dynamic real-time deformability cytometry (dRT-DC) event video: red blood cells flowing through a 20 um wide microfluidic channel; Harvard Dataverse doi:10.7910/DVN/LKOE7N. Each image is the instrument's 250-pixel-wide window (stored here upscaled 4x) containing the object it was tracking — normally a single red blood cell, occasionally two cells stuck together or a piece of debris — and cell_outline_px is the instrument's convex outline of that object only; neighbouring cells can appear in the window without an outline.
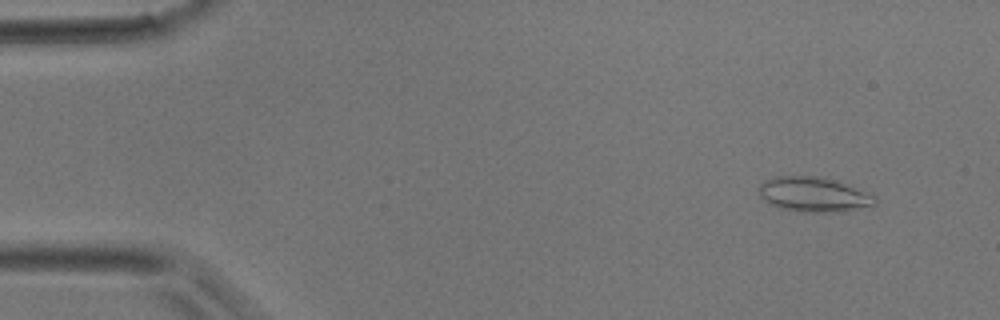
{"species": "common noctule bat (a hibernating species)", "species_latin": "Nyctalus noctula", "temperature_condition": "room temperature", "stored_images_in_passage": 3, "camera_frame_rate_fps": 3000, "um_per_image_px": 0.085, "animal": {"sex": "male", "body_mass_g": 17.9}, "frame": {"image": 1, "passage_image": 1, "time_ms": 0.0, "image_size_px": [1000, 320], "cell_outline_px": [[876, 204], [844, 212], [800, 212], [780, 208], [764, 200], [760, 196], [760, 184], [764, 180], [772, 176], [816, 176], [832, 180], [872, 192], [876, 196]], "centroid_in_image_um": [69.19, 16.54], "position_along_channel_um": 15.8, "area_um2": 23.7}}